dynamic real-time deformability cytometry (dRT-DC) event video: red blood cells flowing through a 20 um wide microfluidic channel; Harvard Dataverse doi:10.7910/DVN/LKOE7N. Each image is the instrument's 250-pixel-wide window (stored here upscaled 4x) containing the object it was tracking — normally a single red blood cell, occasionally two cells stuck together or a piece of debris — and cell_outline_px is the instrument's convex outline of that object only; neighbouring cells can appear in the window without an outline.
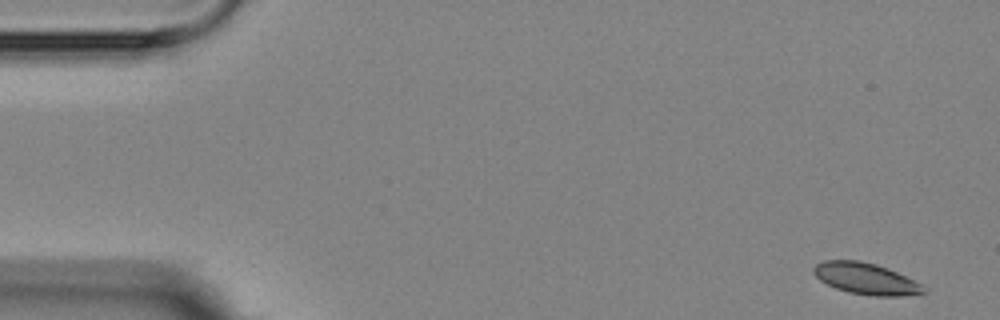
{"species": "Egyptian fruit bat (a non-hibernating species)", "species_latin": "Rousettus aegyptiacus", "temperature_condition": "room temperature", "stored_images_in_passage": 15, "camera_frame_rate_fps": 3000, "um_per_image_px": 0.085, "animal": {"sex": "female"}, "frame": {"image": 1, "passage_image": 1, "time_ms": 0.0, "image_size_px": [1000, 320], "cell_outline_px": [[928, 292], [900, 296], [872, 296], [848, 292], [836, 288], [820, 280], [812, 272], [812, 268], [816, 264], [824, 260], [860, 260], [876, 264], [888, 268], [928, 288]], "centroid_in_image_um": [73.59, 23.68], "position_along_channel_um": 11.4, "area_um2": 20.11}}
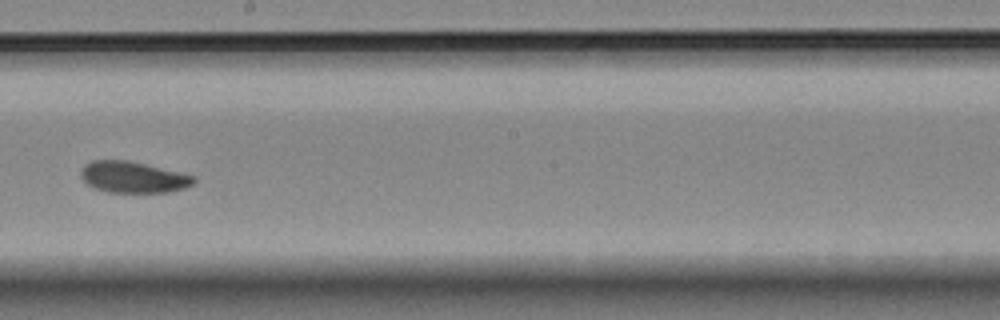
{"frame": {"image": 2, "passage_image": 8, "time_ms": 9.667, "image_size_px": [1000, 320], "cell_outline_px": [[196, 180], [192, 184], [184, 188], [168, 192], [108, 192], [92, 188], [80, 176], [80, 172], [84, 164], [92, 160], [128, 160], [196, 176]], "centroid_in_image_um": [11.29, 15.05], "position_along_channel_um": 236.9, "area_um2": 20.58}}
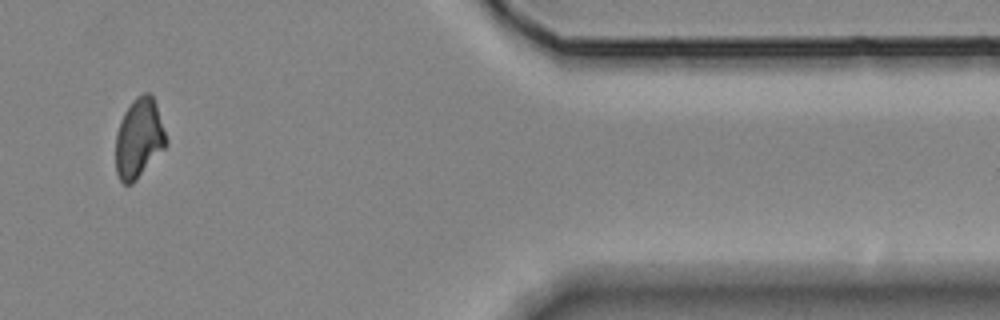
{"frame": {"image": 3, "passage_image": 13, "time_ms": 19.667, "image_size_px": [1000, 320], "cell_outline_px": [[168, 144], [136, 180], [132, 184], [124, 184], [120, 180], [116, 172], [116, 132], [120, 120], [124, 112], [132, 100], [136, 96], [144, 92], [148, 92], [152, 96], [156, 104], [168, 140]], "centroid_in_image_um": [11.81, 11.74], "position_along_channel_um": 399.6, "area_um2": 23.47}, "authors_computed_cell_mechanics": {"area_um2": 21.2126, "velocity_mm_per_s": 3.5698, "shape_relaxation_time_tau1_ms": 4.2682, "shape_relaxation_time_tau2_ms": 4.4738, "deformation_change_tau1": 0.1005, "deformation_change_tau2": 0.0572}}